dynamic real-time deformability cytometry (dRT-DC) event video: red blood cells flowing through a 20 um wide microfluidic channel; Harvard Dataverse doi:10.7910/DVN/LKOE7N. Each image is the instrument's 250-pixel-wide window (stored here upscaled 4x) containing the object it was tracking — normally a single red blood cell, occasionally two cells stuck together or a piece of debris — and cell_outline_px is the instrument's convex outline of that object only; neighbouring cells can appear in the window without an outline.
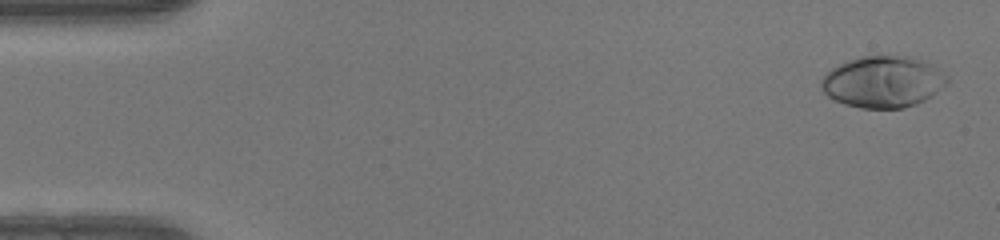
{"species": "human", "species_latin": "Homo sapiens", "temperature_condition": "warm", "stored_images_in_passage": 13, "camera_frame_rate_fps": 3000, "um_per_image_px": 0.085, "donor": {"sex": "female"}, "frame": {"image": 1, "passage_image": 2, "time_ms": 0.333, "image_size_px": [1000, 240], "cell_outline_px": [[948, 84], [932, 96], [916, 104], [904, 108], [860, 108], [844, 104], [828, 96], [824, 92], [820, 84], [820, 80], [832, 68], [848, 60], [860, 56], [916, 56], [928, 60], [936, 64], [948, 76]], "centroid_in_image_um": [75.13, 6.93], "position_along_channel_um": 9.9, "area_um2": 38.38}}